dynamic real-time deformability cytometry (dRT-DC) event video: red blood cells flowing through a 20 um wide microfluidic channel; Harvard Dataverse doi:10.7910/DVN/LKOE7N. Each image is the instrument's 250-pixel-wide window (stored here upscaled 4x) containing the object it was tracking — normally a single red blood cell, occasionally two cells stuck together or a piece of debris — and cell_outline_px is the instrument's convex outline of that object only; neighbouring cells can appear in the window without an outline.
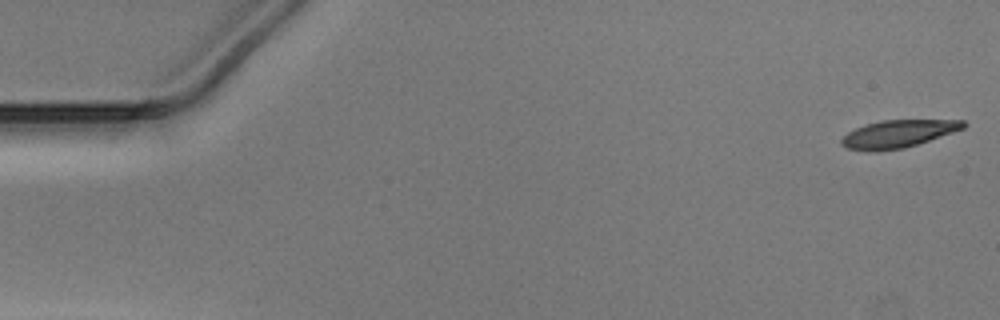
{"species": "Egyptian fruit bat (a non-hibernating species)", "species_latin": "Rousettus aegyptiacus", "temperature_condition": "warm", "stored_images_in_passage": 8, "camera_frame_rate_fps": 3000, "um_per_image_px": 0.085, "animal": {"sex": "male"}, "frame": {"image": 1, "passage_image": 1, "time_ms": 0.0, "image_size_px": [1000, 320], "cell_outline_px": [[968, 124], [964, 128], [904, 148], [876, 152], [868, 152], [848, 148], [840, 144], [840, 140], [848, 132], [856, 128], [868, 124], [884, 120], [964, 120]], "centroid_in_image_um": [76.31, 11.39], "position_along_channel_um": 8.7, "area_um2": 19.42}}